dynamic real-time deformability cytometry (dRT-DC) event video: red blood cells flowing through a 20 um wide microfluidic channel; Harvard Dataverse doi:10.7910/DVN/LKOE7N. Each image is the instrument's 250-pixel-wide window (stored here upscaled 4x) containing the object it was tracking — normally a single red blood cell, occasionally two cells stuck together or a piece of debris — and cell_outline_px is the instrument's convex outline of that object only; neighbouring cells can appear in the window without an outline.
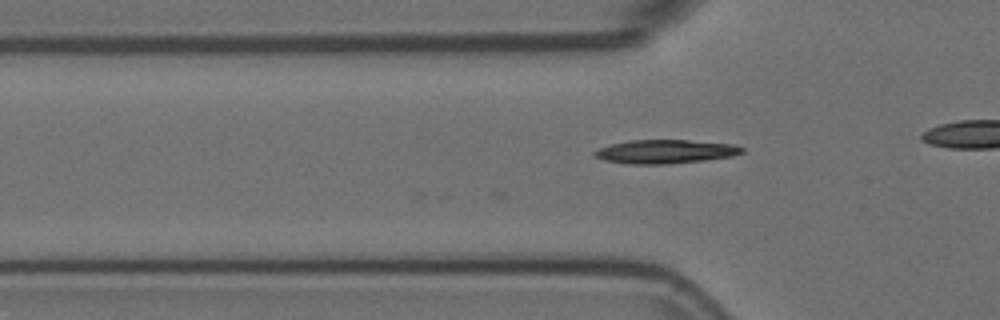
{"species": "Egyptian fruit bat (a non-hibernating species)", "species_latin": "Rousettus aegyptiacus", "temperature_condition": "room temperature", "stored_images_in_passage": 2, "camera_frame_rate_fps": 3000, "um_per_image_px": 0.085, "animal": {"sex": "female"}, "frame": {"image": 1, "passage_image": 2, "time_ms": 0.333, "image_size_px": [1000, 320], "cell_outline_px": [[744, 152], [732, 156], [704, 160], [664, 164], [628, 164], [604, 160], [592, 156], [592, 152], [596, 148], [612, 144], [632, 140], [688, 140], [732, 144], [744, 148]], "centroid_in_image_um": [56.5, 12.88], "position_along_channel_um": 69.3, "area_um2": 20.4}}